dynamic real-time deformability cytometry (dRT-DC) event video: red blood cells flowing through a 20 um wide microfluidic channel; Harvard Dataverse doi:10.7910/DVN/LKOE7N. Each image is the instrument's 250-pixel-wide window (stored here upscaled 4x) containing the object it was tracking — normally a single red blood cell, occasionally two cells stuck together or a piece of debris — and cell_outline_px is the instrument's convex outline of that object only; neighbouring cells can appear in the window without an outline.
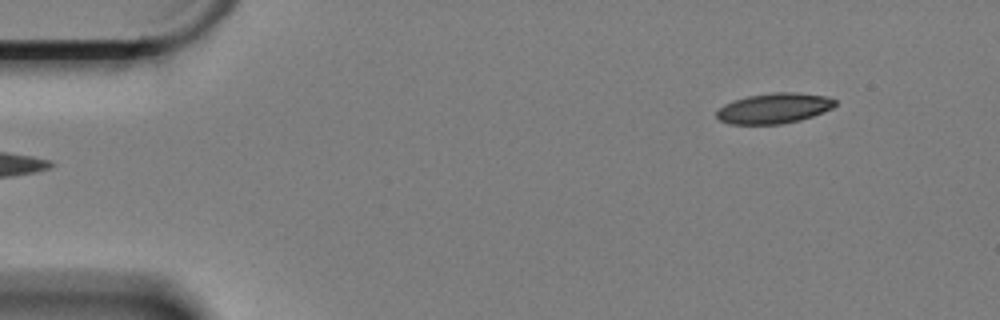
{"species": "Egyptian fruit bat (a non-hibernating species)", "species_latin": "Rousettus aegyptiacus", "temperature_condition": "cold", "stored_images_in_passage": 4, "segment_of_instrument_passage": [2, 2], "camera_frame_rate_fps": 3000, "um_per_image_px": 0.085, "animal": {"sex": "female"}, "frame": {"image": 1, "passage_image": 4, "time_ms": 1.0, "image_size_px": [1000, 320], "cell_outline_px": [[836, 104], [832, 108], [812, 116], [800, 120], [780, 124], [728, 124], [720, 120], [716, 116], [716, 112], [724, 104], [732, 100], [748, 96], [772, 92], [796, 92], [824, 96], [836, 100]], "centroid_in_image_um": [65.76, 9.2], "position_along_channel_um": 19.2, "area_um2": 20.92}}